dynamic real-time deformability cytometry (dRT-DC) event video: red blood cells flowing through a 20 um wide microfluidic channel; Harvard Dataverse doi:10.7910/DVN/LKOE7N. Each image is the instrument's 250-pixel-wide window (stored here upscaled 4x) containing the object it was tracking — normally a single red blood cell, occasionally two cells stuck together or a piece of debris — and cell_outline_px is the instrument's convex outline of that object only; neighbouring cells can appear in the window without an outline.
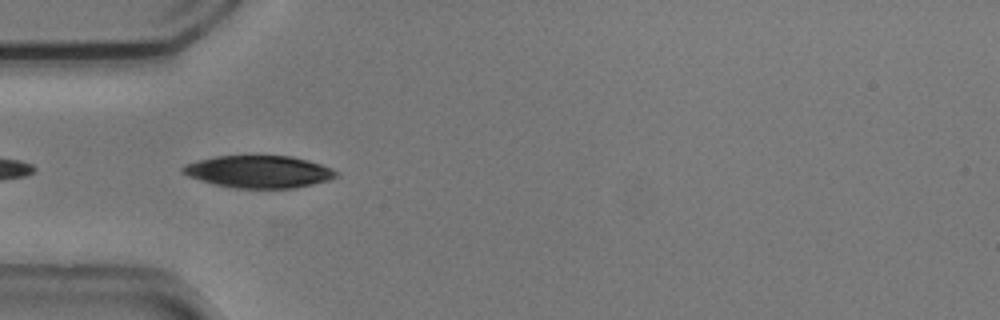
{"species": "common noctule bat (a hibernating species)", "species_latin": "Nyctalus noctula", "temperature_condition": "cold", "stored_images_in_passage": 5, "camera_frame_rate_fps": 3000, "um_per_image_px": 0.085, "animal": {"sex": "male", "body_mass_g": 20.5, "forearm_length_mm": 52.5}, "frame": {"image": 1, "passage_image": 2, "time_ms": 0.333, "image_size_px": [1000, 320], "cell_outline_px": [[340, 172], [336, 176], [328, 180], [312, 184], [292, 188], [232, 188], [200, 180], [188, 176], [180, 172], [180, 168], [184, 164], [216, 156], [292, 156], [308, 160], [332, 168]], "centroid_in_image_um": [21.99, 14.59], "position_along_channel_um": 63.0, "area_um2": 28.78}}